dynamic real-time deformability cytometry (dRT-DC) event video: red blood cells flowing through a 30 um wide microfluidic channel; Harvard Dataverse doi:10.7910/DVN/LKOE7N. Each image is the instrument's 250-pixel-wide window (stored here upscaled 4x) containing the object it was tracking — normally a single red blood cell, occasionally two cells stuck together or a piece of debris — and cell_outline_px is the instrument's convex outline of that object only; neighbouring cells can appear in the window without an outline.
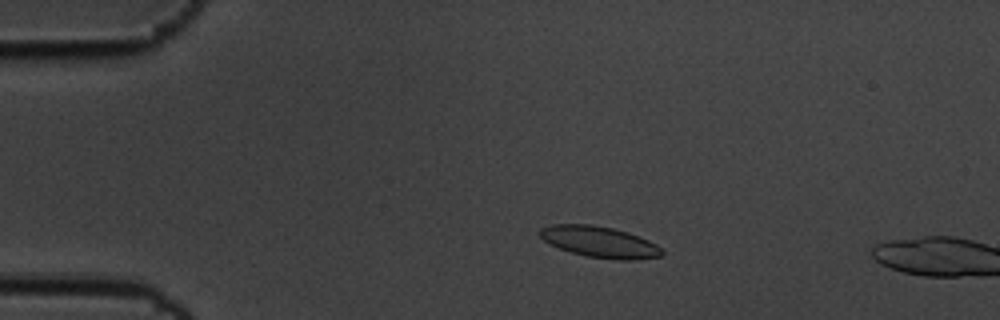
{"species": "common noctule bat (a hibernating species)", "species_latin": "Nyctalus noctula", "temperature_condition": "cold", "stored_images_in_passage": 12, "camera_frame_rate_fps": 3000, "um_per_image_px": 0.085, "animal": {"sex": "male", "body_mass_g": 19.5, "forearm_length_mm": 54.6}, "frame": {"image": 1, "passage_image": 10, "time_ms": 3.0, "image_size_px": [1000, 320], "cell_outline_px": [[664, 252], [660, 256], [636, 260], [616, 260], [588, 256], [572, 252], [548, 244], [536, 232], [540, 228], [552, 224], [592, 224], [612, 228], [628, 232], [640, 236], [656, 244]], "centroid_in_image_um": [50.94, 20.55], "position_along_channel_um": 34.1, "area_um2": 22.25}}